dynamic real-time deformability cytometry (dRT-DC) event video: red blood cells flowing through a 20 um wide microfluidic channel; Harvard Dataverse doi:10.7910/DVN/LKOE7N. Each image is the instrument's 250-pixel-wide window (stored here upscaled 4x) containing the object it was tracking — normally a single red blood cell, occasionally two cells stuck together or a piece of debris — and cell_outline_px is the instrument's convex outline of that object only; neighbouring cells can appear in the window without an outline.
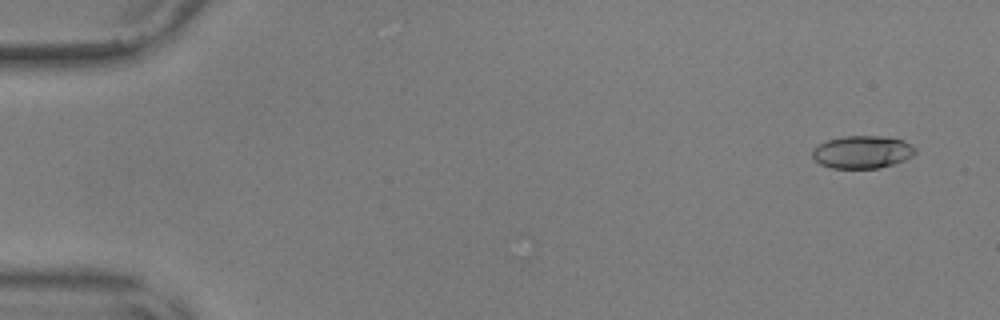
{"species": "common noctule bat (a hibernating species)", "species_latin": "Nyctalus noctula", "temperature_condition": "warm", "stored_images_in_passage": 57, "camera_frame_rate_fps": 3000, "um_per_image_px": 0.085, "animal": {"sex": "male", "body_mass_g": 17.9, "forearm_length_mm": 54.2}, "frame": {"image": 1, "passage_image": 4, "time_ms": 1.0, "image_size_px": [1000, 320], "cell_outline_px": [[916, 152], [912, 156], [904, 160], [880, 168], [832, 168], [820, 164], [812, 156], [812, 148], [816, 144], [828, 140], [844, 136], [880, 136], [904, 140], [912, 144], [916, 148]], "centroid_in_image_um": [73.29, 12.92], "position_along_channel_um": 11.7, "area_um2": 19.71}}
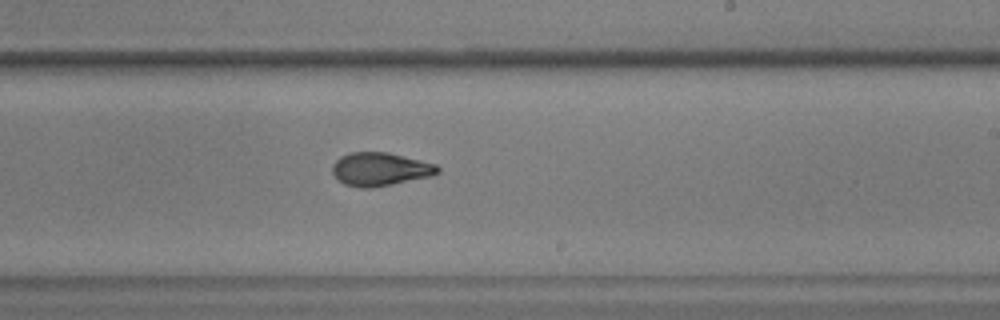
{"frame": {"image": 2, "passage_image": 35, "time_ms": 11.333, "image_size_px": [1000, 320], "cell_outline_px": [[440, 172], [432, 176], [372, 188], [360, 188], [344, 184], [332, 172], [332, 164], [340, 156], [352, 152], [388, 152], [436, 164], [440, 168]], "centroid_in_image_um": [32.32, 14.38], "position_along_channel_um": 256.7, "area_um2": 20.46}}
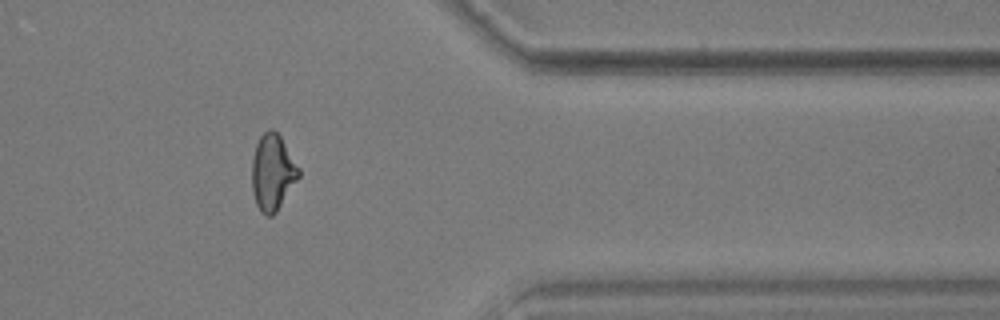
{"frame": {"image": 3, "passage_image": 47, "time_ms": 15.333, "image_size_px": [1000, 320], "cell_outline_px": [[300, 176], [276, 212], [272, 216], [268, 216], [260, 212], [256, 204], [252, 188], [252, 160], [256, 144], [260, 136], [268, 128], [272, 128], [280, 136], [300, 168]], "centroid_in_image_um": [23.17, 14.65], "position_along_channel_um": 388.2, "area_um2": 20.75}, "authors_computed_cell_mechanics": {"area_um2": 20.2878, "velocity_mm_per_s": 3.6486, "shape_relaxation_time_tau1_ms": 10.6725, "shape_relaxation_time_tau2_ms": 1.5286, "deformation_change_tau1": 0.2833, "deformation_change_tau2": 0.0767}}